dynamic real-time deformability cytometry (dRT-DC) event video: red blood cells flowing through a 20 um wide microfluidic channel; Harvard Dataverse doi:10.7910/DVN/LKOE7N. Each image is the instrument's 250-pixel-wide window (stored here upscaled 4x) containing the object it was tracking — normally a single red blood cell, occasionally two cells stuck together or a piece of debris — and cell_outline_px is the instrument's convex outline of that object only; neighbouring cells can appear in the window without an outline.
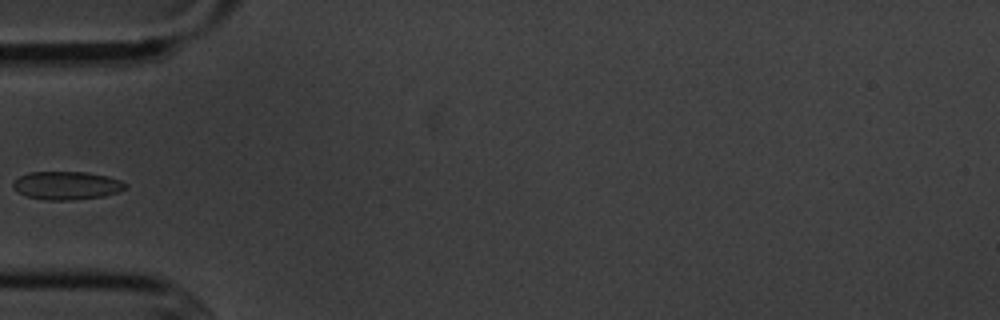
{"species": "common noctule bat (a hibernating species)", "species_latin": "Nyctalus noctula", "temperature_condition": "cold", "stored_images_in_passage": 6, "camera_frame_rate_fps": 3000, "um_per_image_px": 0.085, "animal": {"sex": "male", "body_mass_g": 20.1, "forearm_length_mm": 53.5}, "frame": {"image": 1, "passage_image": 5, "time_ms": 5.667, "image_size_px": [1000, 320], "cell_outline_px": [[128, 188], [104, 196], [72, 200], [44, 200], [28, 196], [12, 188], [12, 184], [20, 176], [28, 172], [88, 172], [108, 176], [120, 180], [128, 184]], "centroid_in_image_um": [5.7, 15.76], "position_along_channel_um": 79.3, "area_um2": 18.5}}
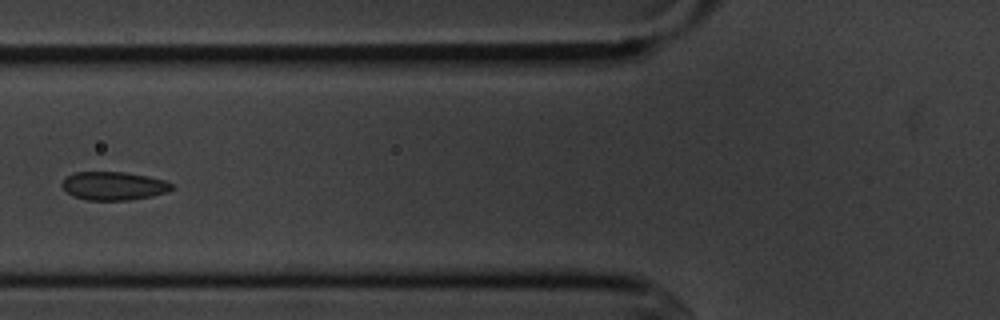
{"frame": {"image": 2, "passage_image": 6, "time_ms": 6.667, "image_size_px": [1000, 320], "cell_outline_px": [[172, 188], [168, 192], [152, 196], [128, 200], [88, 200], [72, 196], [60, 184], [68, 176], [76, 172], [124, 172], [148, 176], [164, 180], [172, 184]], "centroid_in_image_um": [9.67, 15.8], "position_along_channel_um": 116.1, "area_um2": 18.03}}